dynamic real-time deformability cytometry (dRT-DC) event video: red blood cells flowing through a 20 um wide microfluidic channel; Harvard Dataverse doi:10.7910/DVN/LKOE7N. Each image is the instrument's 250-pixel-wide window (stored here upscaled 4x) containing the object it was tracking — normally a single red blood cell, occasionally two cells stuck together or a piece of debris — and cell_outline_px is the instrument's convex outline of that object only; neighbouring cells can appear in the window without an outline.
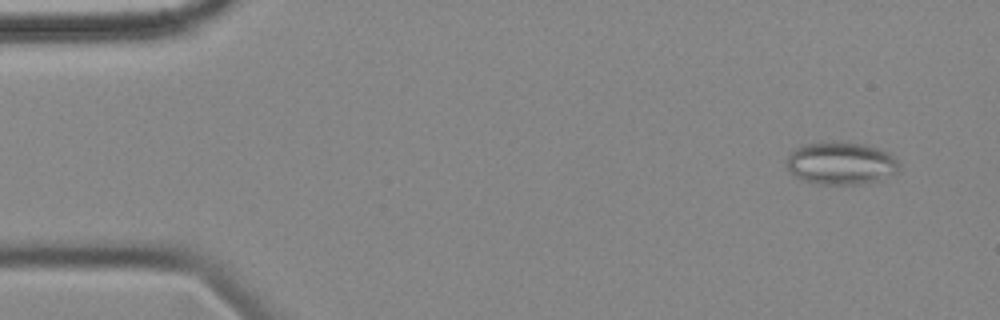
{"species": "common noctule bat (a hibernating species)", "species_latin": "Nyctalus noctula", "temperature_condition": "cold", "stored_images_in_passage": 56, "camera_frame_rate_fps": 3000, "um_per_image_px": 0.085, "animal": {"sex": "female", "body_mass_g": 18.4}, "frame": {"image": 1, "passage_image": 4, "time_ms": 1.0, "image_size_px": [1000, 320], "cell_outline_px": [[900, 172], [880, 180], [860, 184], [820, 184], [804, 180], [788, 172], [784, 164], [792, 148], [800, 144], [868, 144], [888, 152], [900, 164]], "centroid_in_image_um": [71.47, 13.91], "position_along_channel_um": 13.5, "area_um2": 27.86}}
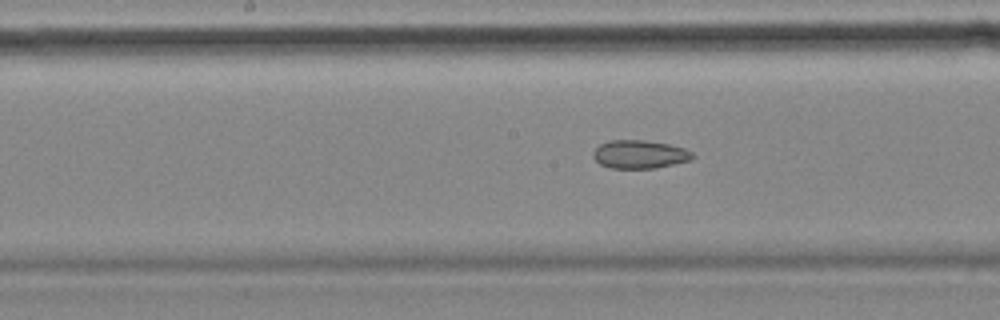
{"frame": {"image": 2, "passage_image": 28, "time_ms": 9.0, "image_size_px": [1000, 320], "cell_outline_px": [[696, 156], [692, 160], [656, 168], [608, 168], [600, 164], [592, 156], [592, 152], [600, 144], [608, 140], [644, 140], [668, 144], [684, 148], [692, 152]], "centroid_in_image_um": [54.37, 13.12], "position_along_channel_um": 193.8, "area_um2": 16.53}}
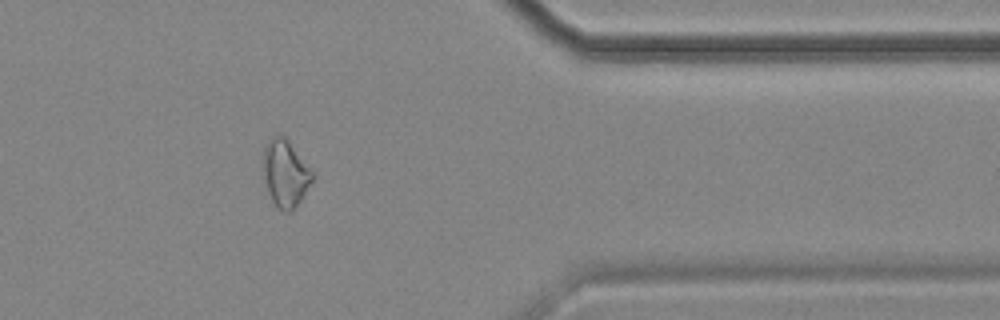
{"frame": {"image": 3, "passage_image": 46, "time_ms": 15.0, "image_size_px": [1000, 320], "cell_outline_px": [[312, 180], [300, 200], [292, 212], [284, 212], [272, 200], [268, 192], [264, 180], [264, 148], [268, 140], [276, 132], [284, 136], [288, 140], [312, 172]], "centroid_in_image_um": [24.22, 14.71], "position_along_channel_um": 387.2, "area_um2": 18.73}, "authors_computed_cell_mechanics": {"area_um2": 20.6635, "velocity_mm_per_s": 3.5329, "shape_relaxation_time_tau1_ms": null, "shape_relaxation_time_tau2_ms": 4.6891, "deformation_change_tau1": null, "deformation_change_tau2": 0.1049}}